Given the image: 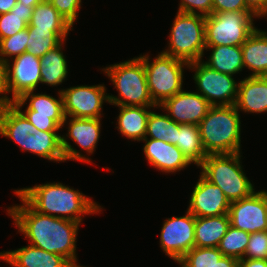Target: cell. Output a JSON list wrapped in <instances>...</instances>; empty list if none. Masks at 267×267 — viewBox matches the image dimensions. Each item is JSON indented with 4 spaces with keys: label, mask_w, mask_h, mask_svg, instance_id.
I'll return each instance as SVG.
<instances>
[{
    "label": "cell",
    "mask_w": 267,
    "mask_h": 267,
    "mask_svg": "<svg viewBox=\"0 0 267 267\" xmlns=\"http://www.w3.org/2000/svg\"><path fill=\"white\" fill-rule=\"evenodd\" d=\"M104 72L111 79L120 96L109 95L110 104L116 106H157L150 96L144 63L140 57L109 65V67L104 68Z\"/></svg>",
    "instance_id": "obj_5"
},
{
    "label": "cell",
    "mask_w": 267,
    "mask_h": 267,
    "mask_svg": "<svg viewBox=\"0 0 267 267\" xmlns=\"http://www.w3.org/2000/svg\"><path fill=\"white\" fill-rule=\"evenodd\" d=\"M63 41L47 51L41 58V83L50 86L61 84L67 77V61L62 52Z\"/></svg>",
    "instance_id": "obj_28"
},
{
    "label": "cell",
    "mask_w": 267,
    "mask_h": 267,
    "mask_svg": "<svg viewBox=\"0 0 267 267\" xmlns=\"http://www.w3.org/2000/svg\"><path fill=\"white\" fill-rule=\"evenodd\" d=\"M159 107L178 124L198 125L212 105L199 93L181 90L166 99Z\"/></svg>",
    "instance_id": "obj_16"
},
{
    "label": "cell",
    "mask_w": 267,
    "mask_h": 267,
    "mask_svg": "<svg viewBox=\"0 0 267 267\" xmlns=\"http://www.w3.org/2000/svg\"><path fill=\"white\" fill-rule=\"evenodd\" d=\"M29 39L28 28H25L11 37L0 40V61L6 63L9 60L4 57L20 56L27 50V41ZM3 56V57H2Z\"/></svg>",
    "instance_id": "obj_35"
},
{
    "label": "cell",
    "mask_w": 267,
    "mask_h": 267,
    "mask_svg": "<svg viewBox=\"0 0 267 267\" xmlns=\"http://www.w3.org/2000/svg\"><path fill=\"white\" fill-rule=\"evenodd\" d=\"M267 260V231L250 233L243 258Z\"/></svg>",
    "instance_id": "obj_36"
},
{
    "label": "cell",
    "mask_w": 267,
    "mask_h": 267,
    "mask_svg": "<svg viewBox=\"0 0 267 267\" xmlns=\"http://www.w3.org/2000/svg\"><path fill=\"white\" fill-rule=\"evenodd\" d=\"M70 118L68 137L92 154L100 137V118Z\"/></svg>",
    "instance_id": "obj_27"
},
{
    "label": "cell",
    "mask_w": 267,
    "mask_h": 267,
    "mask_svg": "<svg viewBox=\"0 0 267 267\" xmlns=\"http://www.w3.org/2000/svg\"><path fill=\"white\" fill-rule=\"evenodd\" d=\"M160 243L165 254L179 262L195 245V216L187 210L185 216L165 220Z\"/></svg>",
    "instance_id": "obj_12"
},
{
    "label": "cell",
    "mask_w": 267,
    "mask_h": 267,
    "mask_svg": "<svg viewBox=\"0 0 267 267\" xmlns=\"http://www.w3.org/2000/svg\"><path fill=\"white\" fill-rule=\"evenodd\" d=\"M222 256L218 247H193L178 263L182 267H211Z\"/></svg>",
    "instance_id": "obj_34"
},
{
    "label": "cell",
    "mask_w": 267,
    "mask_h": 267,
    "mask_svg": "<svg viewBox=\"0 0 267 267\" xmlns=\"http://www.w3.org/2000/svg\"><path fill=\"white\" fill-rule=\"evenodd\" d=\"M239 267H267V260L263 259H239Z\"/></svg>",
    "instance_id": "obj_43"
},
{
    "label": "cell",
    "mask_w": 267,
    "mask_h": 267,
    "mask_svg": "<svg viewBox=\"0 0 267 267\" xmlns=\"http://www.w3.org/2000/svg\"><path fill=\"white\" fill-rule=\"evenodd\" d=\"M36 130L13 104L0 107V135L17 142L24 151L27 138Z\"/></svg>",
    "instance_id": "obj_21"
},
{
    "label": "cell",
    "mask_w": 267,
    "mask_h": 267,
    "mask_svg": "<svg viewBox=\"0 0 267 267\" xmlns=\"http://www.w3.org/2000/svg\"><path fill=\"white\" fill-rule=\"evenodd\" d=\"M34 91L23 93L12 104L26 117V119L38 130L56 132L67 121L64 113L63 97L59 91V99L46 94H33ZM30 99L25 113L21 111L26 101Z\"/></svg>",
    "instance_id": "obj_9"
},
{
    "label": "cell",
    "mask_w": 267,
    "mask_h": 267,
    "mask_svg": "<svg viewBox=\"0 0 267 267\" xmlns=\"http://www.w3.org/2000/svg\"><path fill=\"white\" fill-rule=\"evenodd\" d=\"M2 93H5V95L0 97V107L12 104V99L6 96L8 92L6 87L5 64L0 61V94Z\"/></svg>",
    "instance_id": "obj_40"
},
{
    "label": "cell",
    "mask_w": 267,
    "mask_h": 267,
    "mask_svg": "<svg viewBox=\"0 0 267 267\" xmlns=\"http://www.w3.org/2000/svg\"><path fill=\"white\" fill-rule=\"evenodd\" d=\"M211 267H239V260L230 256H222Z\"/></svg>",
    "instance_id": "obj_42"
},
{
    "label": "cell",
    "mask_w": 267,
    "mask_h": 267,
    "mask_svg": "<svg viewBox=\"0 0 267 267\" xmlns=\"http://www.w3.org/2000/svg\"><path fill=\"white\" fill-rule=\"evenodd\" d=\"M230 226L228 214L211 217H195L194 247H218Z\"/></svg>",
    "instance_id": "obj_23"
},
{
    "label": "cell",
    "mask_w": 267,
    "mask_h": 267,
    "mask_svg": "<svg viewBox=\"0 0 267 267\" xmlns=\"http://www.w3.org/2000/svg\"><path fill=\"white\" fill-rule=\"evenodd\" d=\"M240 152L233 154H208L199 165L201 175L218 186L231 202L251 196L255 190L240 164Z\"/></svg>",
    "instance_id": "obj_4"
},
{
    "label": "cell",
    "mask_w": 267,
    "mask_h": 267,
    "mask_svg": "<svg viewBox=\"0 0 267 267\" xmlns=\"http://www.w3.org/2000/svg\"><path fill=\"white\" fill-rule=\"evenodd\" d=\"M15 194L23 205L8 208L19 232L29 238L31 245L66 258L74 267L76 264V237L79 222L49 216L37 212L16 190Z\"/></svg>",
    "instance_id": "obj_1"
},
{
    "label": "cell",
    "mask_w": 267,
    "mask_h": 267,
    "mask_svg": "<svg viewBox=\"0 0 267 267\" xmlns=\"http://www.w3.org/2000/svg\"><path fill=\"white\" fill-rule=\"evenodd\" d=\"M188 211L195 217H211L228 214L230 201L222 190L202 175L190 197Z\"/></svg>",
    "instance_id": "obj_17"
},
{
    "label": "cell",
    "mask_w": 267,
    "mask_h": 267,
    "mask_svg": "<svg viewBox=\"0 0 267 267\" xmlns=\"http://www.w3.org/2000/svg\"><path fill=\"white\" fill-rule=\"evenodd\" d=\"M211 49V55L207 62L203 63L209 68L232 76L244 68L241 46H206Z\"/></svg>",
    "instance_id": "obj_26"
},
{
    "label": "cell",
    "mask_w": 267,
    "mask_h": 267,
    "mask_svg": "<svg viewBox=\"0 0 267 267\" xmlns=\"http://www.w3.org/2000/svg\"><path fill=\"white\" fill-rule=\"evenodd\" d=\"M230 225L248 233L267 231V191L230 203Z\"/></svg>",
    "instance_id": "obj_13"
},
{
    "label": "cell",
    "mask_w": 267,
    "mask_h": 267,
    "mask_svg": "<svg viewBox=\"0 0 267 267\" xmlns=\"http://www.w3.org/2000/svg\"><path fill=\"white\" fill-rule=\"evenodd\" d=\"M33 8L17 2L10 12L0 14V40L27 28L31 21Z\"/></svg>",
    "instance_id": "obj_30"
},
{
    "label": "cell",
    "mask_w": 267,
    "mask_h": 267,
    "mask_svg": "<svg viewBox=\"0 0 267 267\" xmlns=\"http://www.w3.org/2000/svg\"><path fill=\"white\" fill-rule=\"evenodd\" d=\"M63 97L65 116L75 118H101L102 104L109 103L103 85L76 86L60 90Z\"/></svg>",
    "instance_id": "obj_11"
},
{
    "label": "cell",
    "mask_w": 267,
    "mask_h": 267,
    "mask_svg": "<svg viewBox=\"0 0 267 267\" xmlns=\"http://www.w3.org/2000/svg\"><path fill=\"white\" fill-rule=\"evenodd\" d=\"M17 4V0H0V14L10 12Z\"/></svg>",
    "instance_id": "obj_44"
},
{
    "label": "cell",
    "mask_w": 267,
    "mask_h": 267,
    "mask_svg": "<svg viewBox=\"0 0 267 267\" xmlns=\"http://www.w3.org/2000/svg\"><path fill=\"white\" fill-rule=\"evenodd\" d=\"M212 6L213 0H181L178 11L208 16L212 14ZM195 9L197 11L199 10V12Z\"/></svg>",
    "instance_id": "obj_38"
},
{
    "label": "cell",
    "mask_w": 267,
    "mask_h": 267,
    "mask_svg": "<svg viewBox=\"0 0 267 267\" xmlns=\"http://www.w3.org/2000/svg\"><path fill=\"white\" fill-rule=\"evenodd\" d=\"M28 27L50 29L62 41H65L69 31L73 29L72 25L48 0H43L33 8L31 21Z\"/></svg>",
    "instance_id": "obj_24"
},
{
    "label": "cell",
    "mask_w": 267,
    "mask_h": 267,
    "mask_svg": "<svg viewBox=\"0 0 267 267\" xmlns=\"http://www.w3.org/2000/svg\"><path fill=\"white\" fill-rule=\"evenodd\" d=\"M241 122L235 105L212 106L198 124L206 154L240 152Z\"/></svg>",
    "instance_id": "obj_3"
},
{
    "label": "cell",
    "mask_w": 267,
    "mask_h": 267,
    "mask_svg": "<svg viewBox=\"0 0 267 267\" xmlns=\"http://www.w3.org/2000/svg\"><path fill=\"white\" fill-rule=\"evenodd\" d=\"M244 112H267V76H248L239 82L235 103Z\"/></svg>",
    "instance_id": "obj_20"
},
{
    "label": "cell",
    "mask_w": 267,
    "mask_h": 267,
    "mask_svg": "<svg viewBox=\"0 0 267 267\" xmlns=\"http://www.w3.org/2000/svg\"><path fill=\"white\" fill-rule=\"evenodd\" d=\"M64 136L56 132L36 130L26 140V151L37 154L50 161L79 160L90 162L89 158L83 157L76 149L66 141Z\"/></svg>",
    "instance_id": "obj_15"
},
{
    "label": "cell",
    "mask_w": 267,
    "mask_h": 267,
    "mask_svg": "<svg viewBox=\"0 0 267 267\" xmlns=\"http://www.w3.org/2000/svg\"><path fill=\"white\" fill-rule=\"evenodd\" d=\"M247 6L257 16H267V0H245Z\"/></svg>",
    "instance_id": "obj_41"
},
{
    "label": "cell",
    "mask_w": 267,
    "mask_h": 267,
    "mask_svg": "<svg viewBox=\"0 0 267 267\" xmlns=\"http://www.w3.org/2000/svg\"><path fill=\"white\" fill-rule=\"evenodd\" d=\"M29 39L26 52L41 58L47 51L58 46L62 40L50 29L27 27Z\"/></svg>",
    "instance_id": "obj_32"
},
{
    "label": "cell",
    "mask_w": 267,
    "mask_h": 267,
    "mask_svg": "<svg viewBox=\"0 0 267 267\" xmlns=\"http://www.w3.org/2000/svg\"><path fill=\"white\" fill-rule=\"evenodd\" d=\"M250 238V233L236 229L231 225L228 227L226 234L220 241L218 249L223 256H230L236 259H242Z\"/></svg>",
    "instance_id": "obj_33"
},
{
    "label": "cell",
    "mask_w": 267,
    "mask_h": 267,
    "mask_svg": "<svg viewBox=\"0 0 267 267\" xmlns=\"http://www.w3.org/2000/svg\"><path fill=\"white\" fill-rule=\"evenodd\" d=\"M42 1L43 0H17V2H20L24 5H29L30 7H35L36 5H38Z\"/></svg>",
    "instance_id": "obj_45"
},
{
    "label": "cell",
    "mask_w": 267,
    "mask_h": 267,
    "mask_svg": "<svg viewBox=\"0 0 267 267\" xmlns=\"http://www.w3.org/2000/svg\"><path fill=\"white\" fill-rule=\"evenodd\" d=\"M140 58L144 63L150 96L157 107L183 90V69L184 66H189L188 62L163 52L151 63L148 55Z\"/></svg>",
    "instance_id": "obj_7"
},
{
    "label": "cell",
    "mask_w": 267,
    "mask_h": 267,
    "mask_svg": "<svg viewBox=\"0 0 267 267\" xmlns=\"http://www.w3.org/2000/svg\"><path fill=\"white\" fill-rule=\"evenodd\" d=\"M118 128L129 139L141 141L146 138L147 119L151 110L144 106H118Z\"/></svg>",
    "instance_id": "obj_25"
},
{
    "label": "cell",
    "mask_w": 267,
    "mask_h": 267,
    "mask_svg": "<svg viewBox=\"0 0 267 267\" xmlns=\"http://www.w3.org/2000/svg\"><path fill=\"white\" fill-rule=\"evenodd\" d=\"M176 146L191 163L197 166L207 157L198 125L179 124Z\"/></svg>",
    "instance_id": "obj_29"
},
{
    "label": "cell",
    "mask_w": 267,
    "mask_h": 267,
    "mask_svg": "<svg viewBox=\"0 0 267 267\" xmlns=\"http://www.w3.org/2000/svg\"><path fill=\"white\" fill-rule=\"evenodd\" d=\"M0 258L14 267H74L66 258L33 245L0 252Z\"/></svg>",
    "instance_id": "obj_19"
},
{
    "label": "cell",
    "mask_w": 267,
    "mask_h": 267,
    "mask_svg": "<svg viewBox=\"0 0 267 267\" xmlns=\"http://www.w3.org/2000/svg\"><path fill=\"white\" fill-rule=\"evenodd\" d=\"M172 25L169 48L162 52L188 63L201 61L206 50L205 16L178 11Z\"/></svg>",
    "instance_id": "obj_6"
},
{
    "label": "cell",
    "mask_w": 267,
    "mask_h": 267,
    "mask_svg": "<svg viewBox=\"0 0 267 267\" xmlns=\"http://www.w3.org/2000/svg\"><path fill=\"white\" fill-rule=\"evenodd\" d=\"M142 141H145L143 151L146 159L153 167L161 171L166 173L180 171L191 164L176 145L165 143L163 140H148L147 137Z\"/></svg>",
    "instance_id": "obj_18"
},
{
    "label": "cell",
    "mask_w": 267,
    "mask_h": 267,
    "mask_svg": "<svg viewBox=\"0 0 267 267\" xmlns=\"http://www.w3.org/2000/svg\"><path fill=\"white\" fill-rule=\"evenodd\" d=\"M244 68L250 76H267V32L256 30L241 45Z\"/></svg>",
    "instance_id": "obj_22"
},
{
    "label": "cell",
    "mask_w": 267,
    "mask_h": 267,
    "mask_svg": "<svg viewBox=\"0 0 267 267\" xmlns=\"http://www.w3.org/2000/svg\"><path fill=\"white\" fill-rule=\"evenodd\" d=\"M188 67L195 69L194 80L199 94L212 106L235 105L239 84L233 76L213 70L202 61L191 62Z\"/></svg>",
    "instance_id": "obj_10"
},
{
    "label": "cell",
    "mask_w": 267,
    "mask_h": 267,
    "mask_svg": "<svg viewBox=\"0 0 267 267\" xmlns=\"http://www.w3.org/2000/svg\"><path fill=\"white\" fill-rule=\"evenodd\" d=\"M252 11L245 0H213L212 13Z\"/></svg>",
    "instance_id": "obj_39"
},
{
    "label": "cell",
    "mask_w": 267,
    "mask_h": 267,
    "mask_svg": "<svg viewBox=\"0 0 267 267\" xmlns=\"http://www.w3.org/2000/svg\"><path fill=\"white\" fill-rule=\"evenodd\" d=\"M253 11L219 12L205 16L206 46H241L256 30Z\"/></svg>",
    "instance_id": "obj_8"
},
{
    "label": "cell",
    "mask_w": 267,
    "mask_h": 267,
    "mask_svg": "<svg viewBox=\"0 0 267 267\" xmlns=\"http://www.w3.org/2000/svg\"><path fill=\"white\" fill-rule=\"evenodd\" d=\"M179 124L172 120L167 114L150 112L147 119L146 137L150 139L163 140L165 143L177 145Z\"/></svg>",
    "instance_id": "obj_31"
},
{
    "label": "cell",
    "mask_w": 267,
    "mask_h": 267,
    "mask_svg": "<svg viewBox=\"0 0 267 267\" xmlns=\"http://www.w3.org/2000/svg\"><path fill=\"white\" fill-rule=\"evenodd\" d=\"M13 60L11 65L9 61L4 63L7 92L12 91V101L25 92L34 91L37 85L41 83L40 58L24 52Z\"/></svg>",
    "instance_id": "obj_14"
},
{
    "label": "cell",
    "mask_w": 267,
    "mask_h": 267,
    "mask_svg": "<svg viewBox=\"0 0 267 267\" xmlns=\"http://www.w3.org/2000/svg\"><path fill=\"white\" fill-rule=\"evenodd\" d=\"M58 12L73 26L81 7V0H48Z\"/></svg>",
    "instance_id": "obj_37"
},
{
    "label": "cell",
    "mask_w": 267,
    "mask_h": 267,
    "mask_svg": "<svg viewBox=\"0 0 267 267\" xmlns=\"http://www.w3.org/2000/svg\"><path fill=\"white\" fill-rule=\"evenodd\" d=\"M16 191L37 212L49 216L81 223V215L101 211L100 206L83 195V193L61 183H46Z\"/></svg>",
    "instance_id": "obj_2"
}]
</instances>
